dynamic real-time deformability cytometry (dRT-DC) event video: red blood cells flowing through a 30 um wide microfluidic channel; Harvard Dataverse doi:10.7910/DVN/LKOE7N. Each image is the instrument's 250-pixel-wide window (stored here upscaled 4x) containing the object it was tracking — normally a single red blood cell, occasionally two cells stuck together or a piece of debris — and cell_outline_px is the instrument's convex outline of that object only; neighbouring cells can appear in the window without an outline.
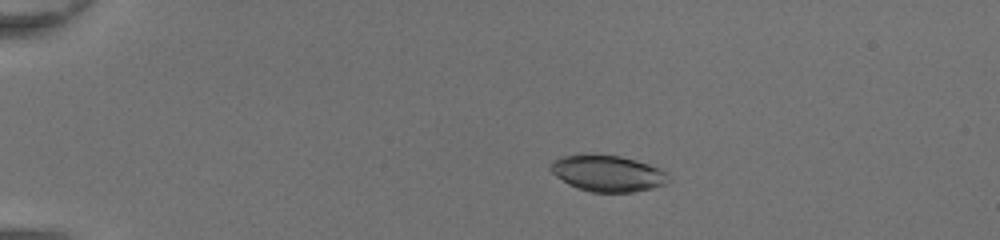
{"species": "common noctule bat (a hibernating species)", "species_latin": "Nyctalus noctula", "temperature_condition": "room temperature", "stored_images_in_passage": 50, "camera_frame_rate_fps": 3000, "um_per_image_px": 0.085, "animal": {"sex": "female", "body_mass_g": 20.0, "forearm_length_mm": 54.0}, "frame": {"image": 1, "passage_image": 12, "time_ms": 3.667, "image_size_px": [1000, 240], "cell_outline_px": [[672, 180], [664, 184], [652, 188], [632, 192], [592, 192], [576, 188], [568, 184], [556, 176], [548, 168], [548, 164], [552, 160], [560, 156], [584, 152], [620, 156], [636, 160], [648, 164], [664, 172]], "centroid_in_image_um": [51.56, 14.7], "position_along_channel_um": 33.4, "area_um2": 25.37}}
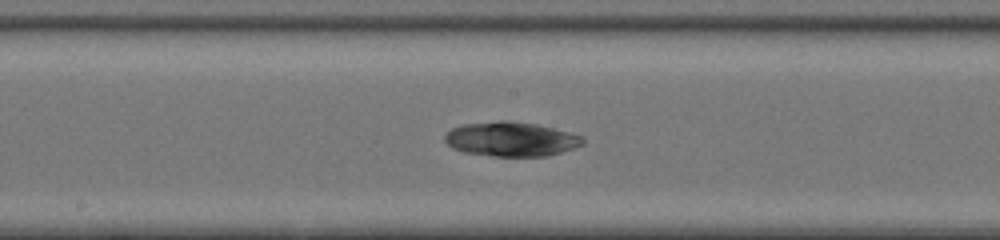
{"frame": {"image": 2, "passage_image": 29, "time_ms": 9.333, "image_size_px": [1000, 240], "cell_outline_px": [[584, 144], [548, 156], [492, 156], [464, 152], [452, 148], [444, 140], [444, 136], [452, 128], [460, 124], [500, 120], [504, 120], [536, 124], [584, 136]], "centroid_in_image_um": [43.41, 11.82], "position_along_channel_um": 204.8, "area_um2": 27.69}}
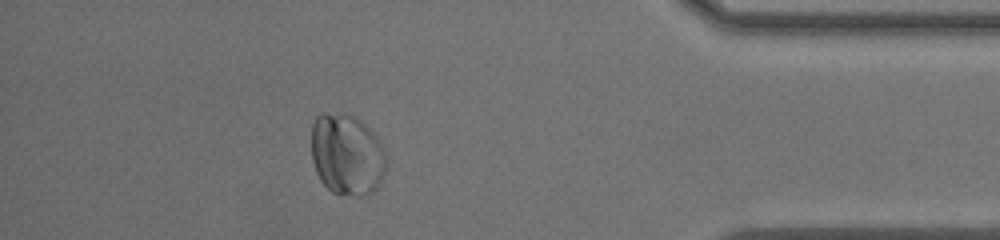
{"frame": {"image": 3, "passage_image": 45, "time_ms": 14.667, "image_size_px": [1000, 240], "cell_outline_px": [[384, 172], [376, 188], [368, 196], [340, 196], [332, 192], [320, 180], [316, 172], [312, 160], [312, 124], [316, 116], [320, 112], [348, 112], [360, 120], [380, 140], [384, 152]], "centroid_in_image_um": [29.45, 13.12], "position_along_channel_um": 405.8, "area_um2": 35.89}}